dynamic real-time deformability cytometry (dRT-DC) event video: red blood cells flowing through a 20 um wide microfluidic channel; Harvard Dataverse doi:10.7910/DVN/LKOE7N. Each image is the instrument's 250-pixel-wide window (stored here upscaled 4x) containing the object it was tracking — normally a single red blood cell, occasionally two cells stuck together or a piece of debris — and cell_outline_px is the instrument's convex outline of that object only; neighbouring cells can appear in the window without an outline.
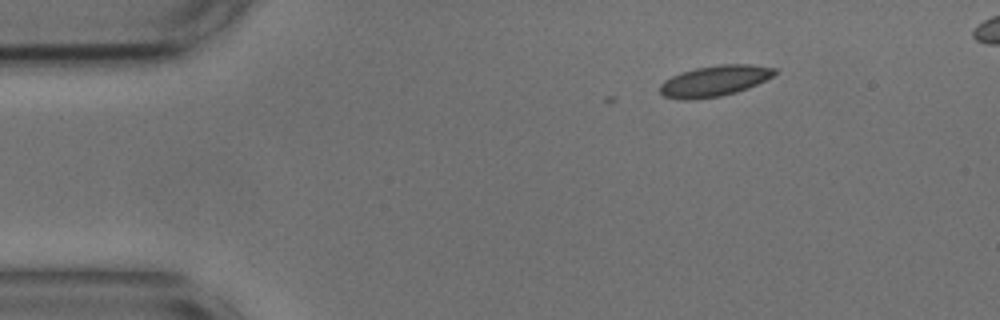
{"species": "common noctule bat (a hibernating species)", "species_latin": "Nyctalus noctula", "temperature_condition": "cold", "stored_images_in_passage": 4, "camera_frame_rate_fps": 3000, "um_per_image_px": 0.085, "animal": {"sex": "male", "body_mass_g": 17.9, "forearm_length_mm": 54.2}, "frame": {"image": 1, "passage_image": 1, "time_ms": 0.0, "image_size_px": [1000, 320], "cell_outline_px": [[776, 72], [772, 76], [748, 88], [736, 92], [720, 96], [692, 100], [684, 100], [664, 96], [660, 92], [660, 84], [664, 80], [680, 72], [696, 68], [720, 64], [752, 64], [776, 68]], "centroid_in_image_um": [60.71, 6.87], "position_along_channel_um": 24.3, "area_um2": 20.58}}